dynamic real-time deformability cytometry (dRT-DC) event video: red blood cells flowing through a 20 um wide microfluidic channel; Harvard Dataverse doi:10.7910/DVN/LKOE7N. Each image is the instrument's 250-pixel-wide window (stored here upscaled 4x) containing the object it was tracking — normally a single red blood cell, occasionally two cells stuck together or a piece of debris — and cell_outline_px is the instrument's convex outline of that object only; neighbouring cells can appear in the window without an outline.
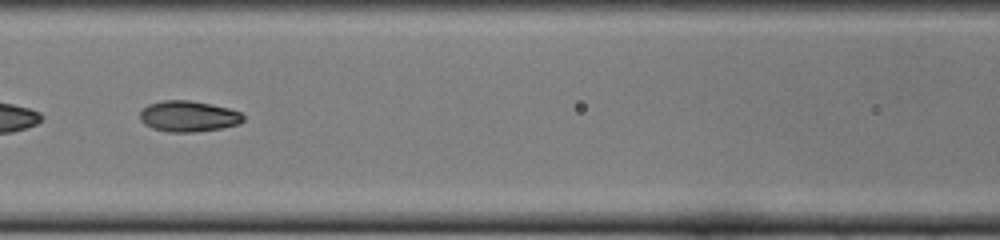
{"species": "common noctule bat (a hibernating species)", "species_latin": "Nyctalus noctula", "temperature_condition": "cold", "stored_images_in_passage": 37, "camera_frame_rate_fps": 3000, "um_per_image_px": 0.085, "animal": {"sex": "female", "body_mass_g": 22.0, "forearm_length_mm": 56.7}, "frame": {"image": 1, "passage_image": 22, "time_ms": 7.0, "image_size_px": [1000, 240], "cell_outline_px": [[244, 120], [240, 124], [220, 128], [196, 132], [168, 132], [152, 128], [144, 124], [140, 120], [140, 112], [148, 104], [164, 100], [188, 100], [212, 104], [228, 108], [240, 112], [244, 116]], "centroid_in_image_um": [16.01, 9.88], "position_along_channel_um": 150.6, "area_um2": 18.67}}